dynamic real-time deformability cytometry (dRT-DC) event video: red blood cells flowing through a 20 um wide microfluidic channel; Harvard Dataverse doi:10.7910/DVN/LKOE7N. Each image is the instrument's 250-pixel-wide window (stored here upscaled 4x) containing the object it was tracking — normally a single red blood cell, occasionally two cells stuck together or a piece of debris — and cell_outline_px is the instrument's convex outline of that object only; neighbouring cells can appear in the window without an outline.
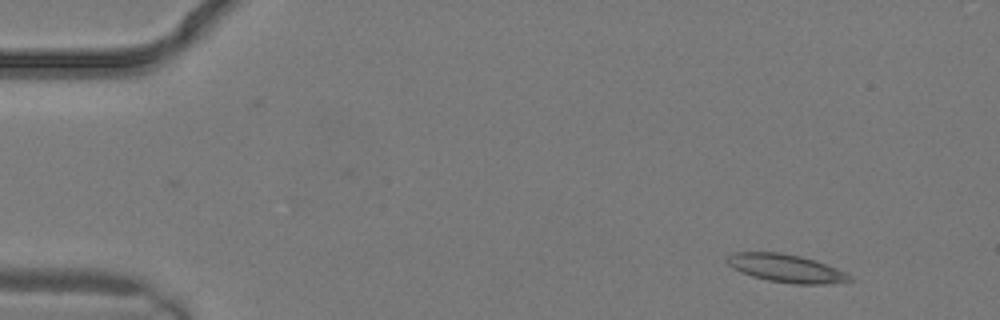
{"species": "common noctule bat (a hibernating species)", "species_latin": "Nyctalus noctula", "temperature_condition": "warm", "stored_images_in_passage": 18, "camera_frame_rate_fps": 3000, "um_per_image_px": 0.085, "animal": {"sex": "male", "body_mass_g": 19.2, "forearm_length_mm": 51.8}, "frame": {"image": 1, "passage_image": 1, "time_ms": 0.0, "image_size_px": [1000, 320], "cell_outline_px": [[852, 280], [828, 284], [792, 284], [768, 280], [752, 276], [740, 272], [732, 268], [724, 260], [732, 252], [780, 252], [800, 256], [816, 260], [836, 268], [852, 276]], "centroid_in_image_um": [66.78, 22.8], "position_along_channel_um": 18.2, "area_um2": 20.11}}
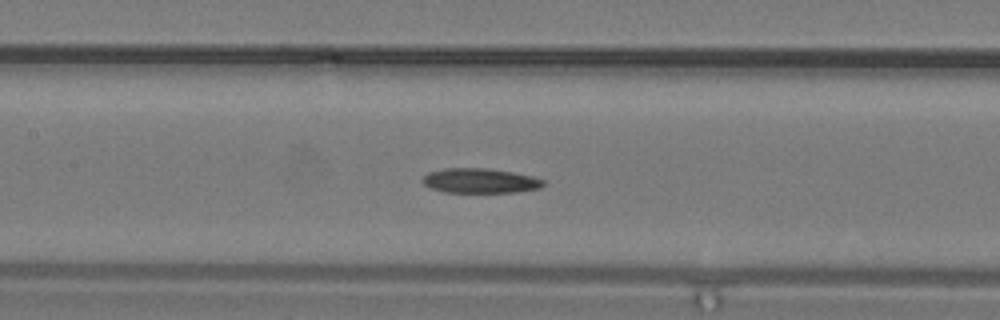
{"frame": {"image": 2, "passage_image": 11, "time_ms": 3.333, "image_size_px": [1000, 320], "cell_outline_px": [[544, 184], [540, 188], [516, 192], [444, 192], [432, 188], [424, 184], [420, 180], [428, 172], [444, 168], [488, 168], [512, 172], [532, 176], [544, 180]], "centroid_in_image_um": [40.79, 15.35], "position_along_channel_um": 166.6, "area_um2": 17.4}}
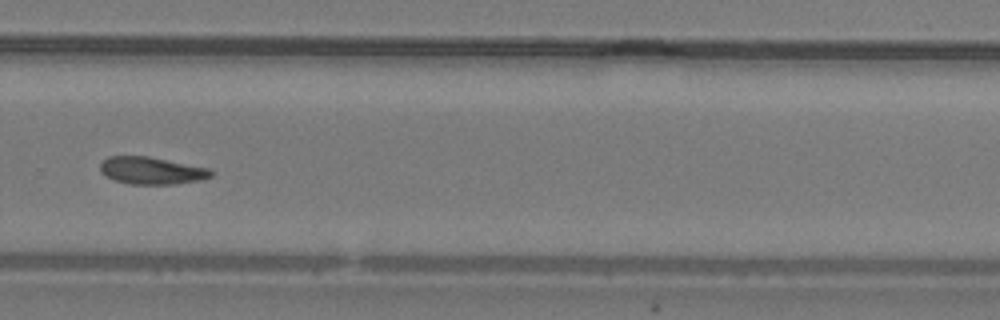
{"frame": {"image": 3, "passage_image": 17, "time_ms": 5.333, "image_size_px": [1000, 320], "cell_outline_px": [[212, 176], [204, 180], [172, 184], [132, 184], [116, 180], [104, 176], [100, 172], [100, 164], [108, 156], [148, 156], [212, 168]], "centroid_in_image_um": [12.92, 14.5], "position_along_channel_um": 316.9, "area_um2": 17.8}}